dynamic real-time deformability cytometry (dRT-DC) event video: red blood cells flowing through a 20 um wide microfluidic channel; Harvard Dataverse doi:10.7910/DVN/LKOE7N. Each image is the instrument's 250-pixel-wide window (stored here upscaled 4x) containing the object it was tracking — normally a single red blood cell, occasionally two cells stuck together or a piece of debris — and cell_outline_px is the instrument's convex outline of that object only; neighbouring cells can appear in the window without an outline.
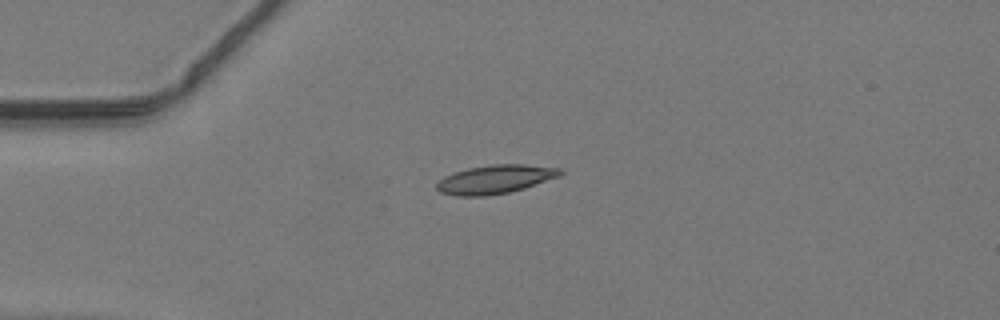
{"species": "common noctule bat (a hibernating species)", "species_latin": "Nyctalus noctula", "temperature_condition": "warm", "stored_images_in_passage": 37, "camera_frame_rate_fps": 3000, "um_per_image_px": 0.085, "animal": {"sex": "male", "body_mass_g": 19.2, "forearm_length_mm": 51.8}, "frame": {"image": 1, "passage_image": 1, "time_ms": 0.0, "image_size_px": [1000, 320], "cell_outline_px": [[564, 172], [560, 176], [524, 188], [508, 192], [484, 196], [456, 196], [440, 192], [436, 188], [436, 184], [444, 176], [468, 168], [492, 164], [524, 164], [564, 168]], "centroid_in_image_um": [42.12, 15.23], "position_along_channel_um": 42.9, "area_um2": 20.63}}
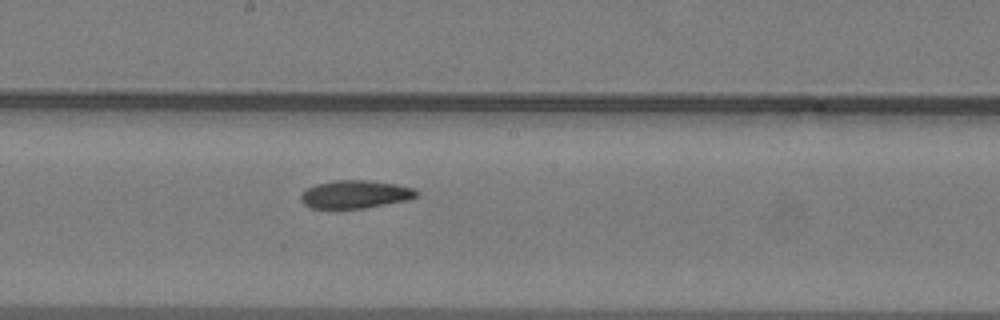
{"frame": {"image": 2, "passage_image": 15, "time_ms": 4.667, "image_size_px": [1000, 320], "cell_outline_px": [[420, 196], [408, 200], [364, 208], [312, 208], [304, 204], [300, 200], [300, 196], [308, 188], [316, 184], [332, 180], [368, 180], [396, 184], [416, 188], [420, 192]], "centroid_in_image_um": [30.26, 16.51], "position_along_channel_um": 217.9, "area_um2": 19.02}}
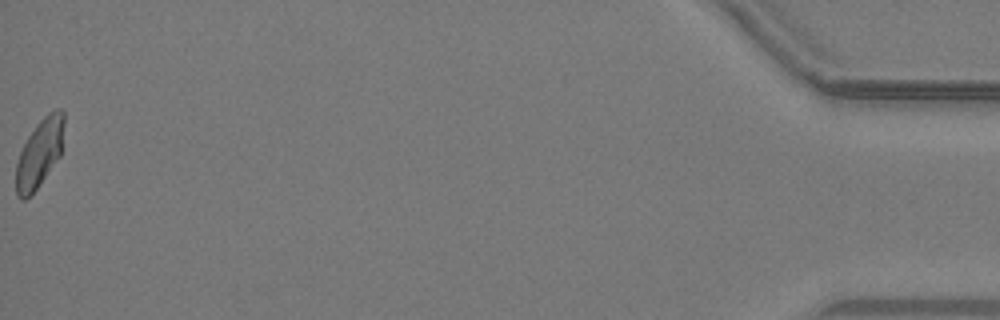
{"frame": {"image": 3, "passage_image": 37, "time_ms": 12.0, "image_size_px": [1000, 320], "cell_outline_px": [[64, 124], [60, 156], [36, 188], [24, 200], [20, 200], [16, 196], [16, 164], [20, 152], [28, 136], [36, 124], [48, 112], [56, 108], [60, 108], [64, 112]], "centroid_in_image_um": [3.36, 12.98], "position_along_channel_um": 431.8, "area_um2": 18.9}}